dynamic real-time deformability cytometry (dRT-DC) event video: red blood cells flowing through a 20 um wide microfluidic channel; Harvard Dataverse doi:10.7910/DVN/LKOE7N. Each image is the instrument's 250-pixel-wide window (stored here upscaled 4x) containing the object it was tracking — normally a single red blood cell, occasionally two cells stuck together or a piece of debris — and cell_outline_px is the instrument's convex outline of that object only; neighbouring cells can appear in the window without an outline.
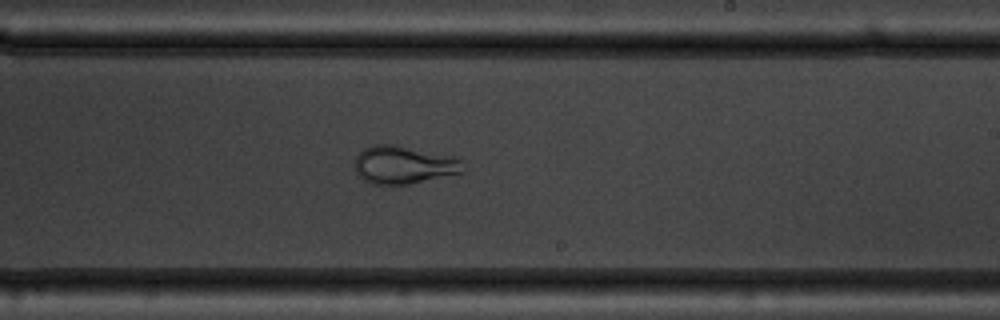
{"species": "common noctule bat (a hibernating species)", "species_latin": "Nyctalus noctula", "temperature_condition": "warm", "stored_images_in_passage": 55, "camera_frame_rate_fps": 3000, "um_per_image_px": 0.085, "animal": {"sex": "male", "body_mass_g": 19.5, "forearm_length_mm": 54.6}, "frame": {"image": 1, "passage_image": 34, "time_ms": 11.0, "image_size_px": [1000, 320], "cell_outline_px": [[464, 172], [408, 184], [372, 184], [364, 180], [356, 172], [356, 156], [364, 148], [372, 144], [396, 144], [456, 156], [460, 160]], "centroid_in_image_um": [34.32, 13.99], "position_along_channel_um": 254.7, "area_um2": 23.99}}
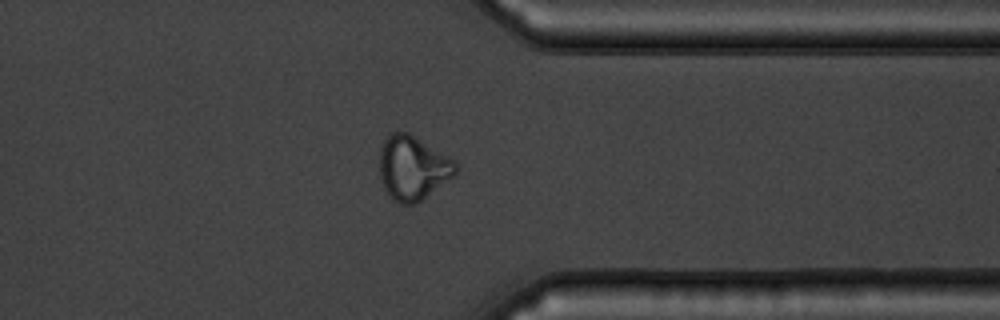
{"frame": {"image": 2, "passage_image": 44, "time_ms": 14.333, "image_size_px": [1000, 320], "cell_outline_px": [[456, 176], [420, 200], [412, 204], [400, 204], [392, 200], [384, 188], [380, 176], [380, 148], [388, 132], [408, 132], [456, 160]], "centroid_in_image_um": [35.09, 14.26], "position_along_channel_um": 376.3, "area_um2": 28.61}}
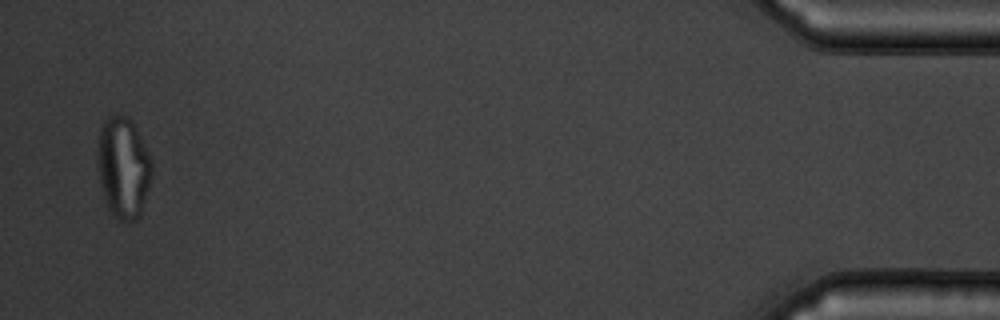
{"frame": {"image": 3, "passage_image": 54, "time_ms": 17.667, "image_size_px": [1000, 320], "cell_outline_px": [[152, 172], [140, 212], [136, 220], [116, 220], [108, 208], [100, 184], [96, 164], [96, 152], [100, 128], [104, 120], [108, 116], [116, 112], [128, 116], [132, 120], [152, 160]], "centroid_in_image_um": [10.43, 14.17], "position_along_channel_um": 424.8, "area_um2": 32.25}, "authors_computed_cell_mechanics": {"area_um2": 29.9982, "velocity_mm_per_s": 3.7499, "shape_relaxation_time_tau1_ms": 6.1337, "shape_relaxation_time_tau2_ms": 0.9345, "deformation_change_tau1": 0.1539, "deformation_change_tau2": 0.0667}}